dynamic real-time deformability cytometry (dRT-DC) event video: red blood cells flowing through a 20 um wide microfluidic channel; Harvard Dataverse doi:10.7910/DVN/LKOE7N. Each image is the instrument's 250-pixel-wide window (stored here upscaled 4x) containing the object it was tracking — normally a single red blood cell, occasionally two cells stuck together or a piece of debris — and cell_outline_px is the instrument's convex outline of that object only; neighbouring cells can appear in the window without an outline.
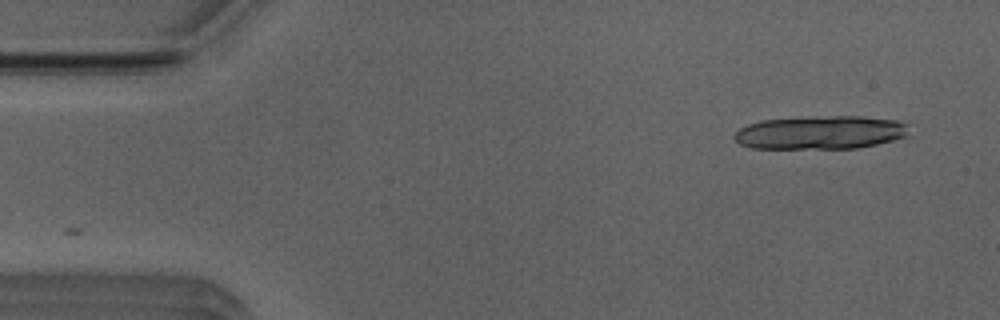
{"species": "Egyptian fruit bat (a non-hibernating species)", "species_latin": "Rousettus aegyptiacus", "temperature_condition": "room temperature", "stored_images_in_passage": 14, "camera_frame_rate_fps": 3000, "um_per_image_px": 0.085, "animal": {"sex": "male"}, "frame": {"image": 1, "passage_image": 1, "time_ms": 0.0, "image_size_px": [1000, 320], "cell_outline_px": [[908, 136], [876, 144], [856, 148], [752, 148], [740, 144], [732, 136], [740, 128], [748, 124], [764, 120], [812, 116], [860, 116], [900, 120], [908, 124]], "centroid_in_image_um": [69.77, 11.25], "position_along_channel_um": 15.2, "area_um2": 34.1}}